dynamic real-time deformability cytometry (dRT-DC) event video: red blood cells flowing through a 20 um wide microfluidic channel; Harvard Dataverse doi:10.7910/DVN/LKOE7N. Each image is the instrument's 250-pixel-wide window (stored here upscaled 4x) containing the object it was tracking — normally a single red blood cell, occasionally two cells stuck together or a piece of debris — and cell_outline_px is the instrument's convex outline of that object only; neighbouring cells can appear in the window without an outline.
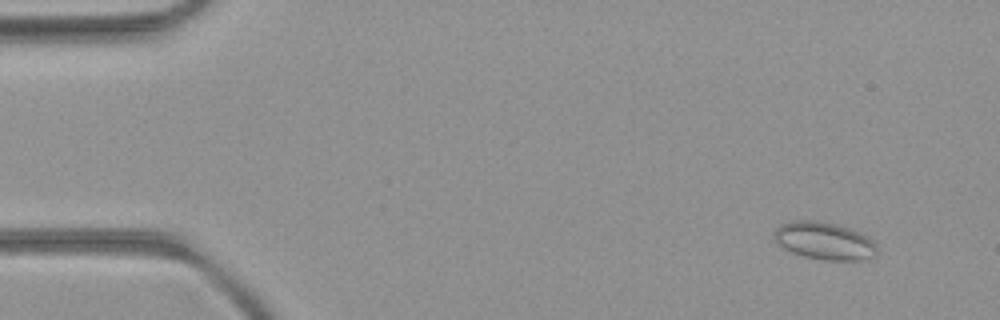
{"species": "common noctule bat (a hibernating species)", "species_latin": "Nyctalus noctula", "temperature_condition": "room temperature", "stored_images_in_passage": 53, "camera_frame_rate_fps": 3000, "um_per_image_px": 0.085, "animal": {"sex": "female", "body_mass_g": 21.9}, "frame": {"image": 1, "passage_image": 5, "time_ms": 1.333, "image_size_px": [1000, 320], "cell_outline_px": [[876, 252], [872, 256], [860, 260], [824, 260], [804, 256], [780, 248], [776, 244], [776, 228], [780, 224], [796, 220], [808, 220], [832, 224], [848, 228], [860, 232], [868, 236], [876, 244]], "centroid_in_image_um": [70.05, 20.48], "position_along_channel_um": 15.0, "area_um2": 22.2}}
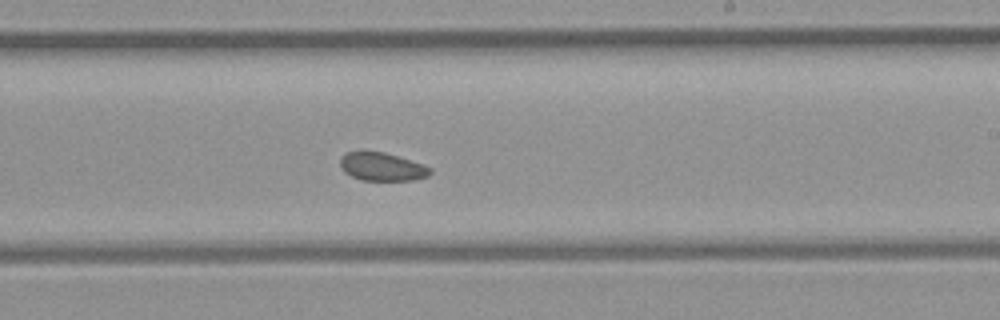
{"frame": {"image": 2, "passage_image": 32, "time_ms": 10.333, "image_size_px": [1000, 320], "cell_outline_px": [[432, 172], [428, 176], [412, 180], [360, 180], [344, 172], [340, 168], [340, 156], [348, 152], [384, 152], [424, 164], [432, 168]], "centroid_in_image_um": [32.47, 14.18], "position_along_channel_um": 256.5, "area_um2": 14.8}}
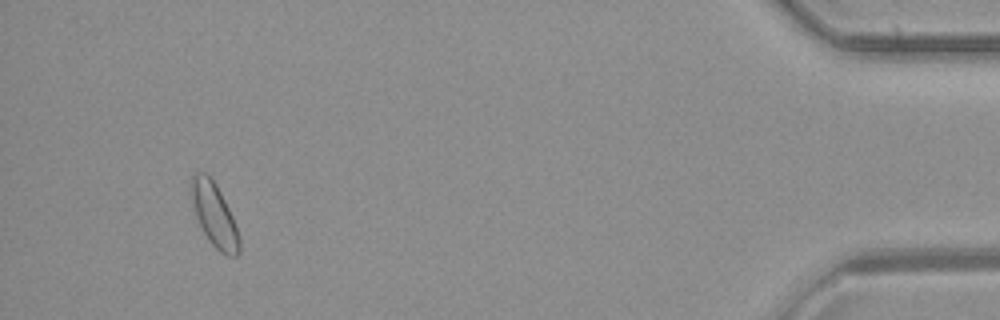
{"frame": {"image": 3, "passage_image": 50, "time_ms": 16.333, "image_size_px": [1000, 320], "cell_outline_px": [[240, 252], [236, 256], [228, 256], [220, 252], [208, 240], [196, 216], [192, 200], [192, 176], [196, 172], [204, 172], [216, 184], [232, 216], [240, 240]], "centroid_in_image_um": [18.23, 18.3], "position_along_channel_um": 417.0, "area_um2": 17.22}, "authors_computed_cell_mechanics": {"area_um2": 16.2418, "velocity_mm_per_s": 3.9669, "shape_relaxation_time_tau1_ms": null, "shape_relaxation_time_tau2_ms": 3.1994, "deformation_change_tau1": null, "deformation_change_tau2": 0.0497}}